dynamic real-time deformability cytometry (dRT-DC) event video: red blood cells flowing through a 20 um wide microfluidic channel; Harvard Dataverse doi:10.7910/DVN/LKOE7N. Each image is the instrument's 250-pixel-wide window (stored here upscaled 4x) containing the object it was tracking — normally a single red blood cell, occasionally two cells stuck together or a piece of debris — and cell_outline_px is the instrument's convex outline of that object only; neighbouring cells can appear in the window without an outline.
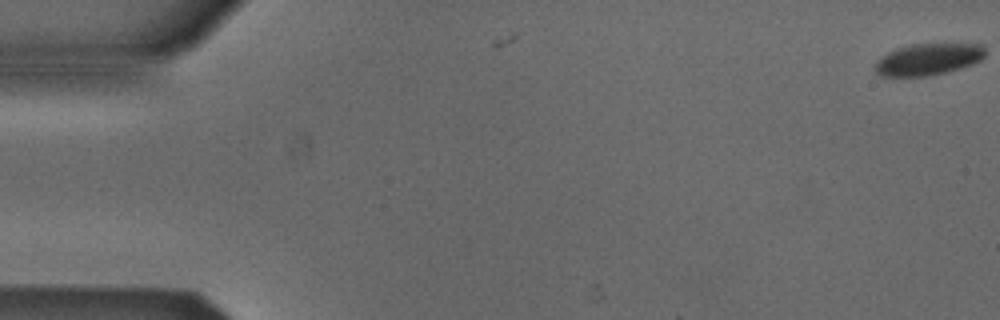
{"species": "Egyptian fruit bat (a non-hibernating species)", "species_latin": "Rousettus aegyptiacus", "temperature_condition": "cold", "stored_images_in_passage": 2, "camera_frame_rate_fps": 3000, "um_per_image_px": 0.085, "animal": {"sex": "male"}, "frame": {"image": 1, "passage_image": 2, "time_ms": 0.333, "image_size_px": [1000, 320], "cell_outline_px": [[984, 56], [980, 60], [972, 64], [960, 68], [928, 76], [880, 76], [876, 72], [876, 60], [880, 56], [896, 48], [908, 44], [984, 44]], "centroid_in_image_um": [78.86, 5.03], "position_along_channel_um": 6.1, "area_um2": 20.29}}